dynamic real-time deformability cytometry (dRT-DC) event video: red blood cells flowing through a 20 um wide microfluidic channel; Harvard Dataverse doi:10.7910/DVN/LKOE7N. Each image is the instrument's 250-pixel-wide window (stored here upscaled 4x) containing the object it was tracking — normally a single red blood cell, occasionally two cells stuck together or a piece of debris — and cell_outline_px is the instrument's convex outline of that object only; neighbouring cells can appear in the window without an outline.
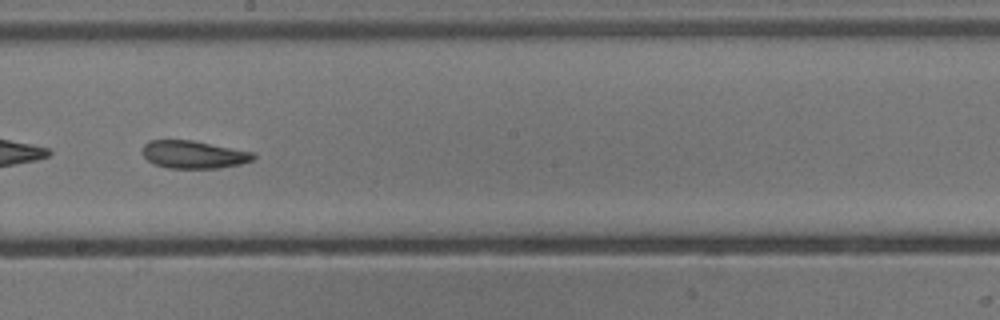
{"species": "common noctule bat (a hibernating species)", "species_latin": "Nyctalus noctula", "temperature_condition": "cold", "stored_images_in_passage": 45, "camera_frame_rate_fps": 3000, "um_per_image_px": 0.085, "animal": {"sex": "male", "body_mass_g": 13.3}, "frame": {"image": 1, "passage_image": 32, "time_ms": 10.333, "image_size_px": [1000, 320], "cell_outline_px": [[256, 156], [252, 160], [240, 164], [216, 168], [168, 168], [152, 164], [144, 156], [144, 144], [148, 140], [192, 140], [256, 152]], "centroid_in_image_um": [16.48, 13.13], "position_along_channel_um": 231.7, "area_um2": 17.98}, "authors_computed_cell_mechanics": {"area_um2": 19.0162, "velocity_mm_per_s": 3.8803, "shape_relaxation_time_tau1_ms": null, "shape_relaxation_time_tau2_ms": 3.288, "deformation_change_tau1": null, "deformation_change_tau2": 0.1039}}